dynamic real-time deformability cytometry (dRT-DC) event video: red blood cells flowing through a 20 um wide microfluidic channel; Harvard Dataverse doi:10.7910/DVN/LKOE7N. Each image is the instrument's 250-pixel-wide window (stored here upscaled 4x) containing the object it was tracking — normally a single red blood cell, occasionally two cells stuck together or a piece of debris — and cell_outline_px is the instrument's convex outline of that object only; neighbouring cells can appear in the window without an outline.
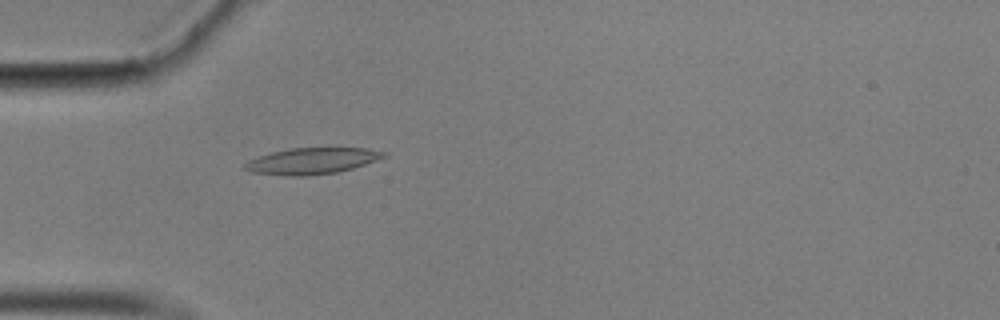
{"species": "common noctule bat (a hibernating species)", "species_latin": "Nyctalus noctula", "temperature_condition": "cold", "stored_images_in_passage": 57, "camera_frame_rate_fps": 3000, "um_per_image_px": 0.085, "animal": {"sex": "male", "body_mass_g": 17.9}, "frame": {"image": 1, "passage_image": 17, "time_ms": 5.333, "image_size_px": [1000, 320], "cell_outline_px": [[388, 156], [352, 168], [336, 172], [308, 176], [288, 176], [252, 172], [240, 168], [248, 160], [272, 152], [288, 148], [368, 148], [388, 152]], "centroid_in_image_um": [26.51, 13.68], "position_along_channel_um": 58.5, "area_um2": 21.33}}
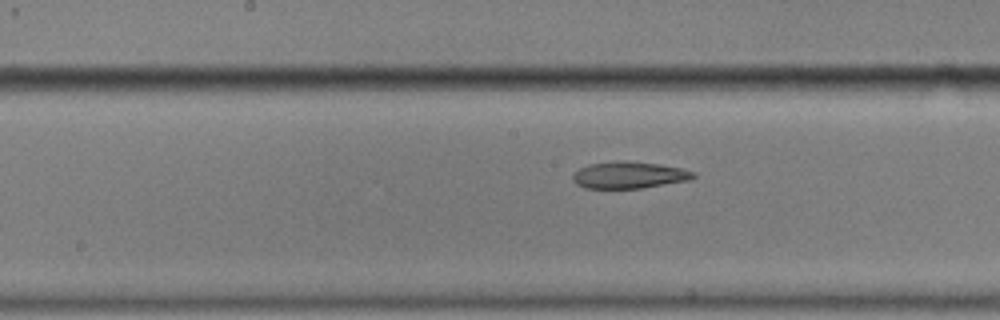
{"frame": {"image": 2, "passage_image": 29, "time_ms": 9.333, "image_size_px": [1000, 320], "cell_outline_px": [[696, 176], [692, 180], [640, 188], [584, 188], [576, 184], [572, 180], [572, 176], [580, 168], [588, 164], [624, 160], [628, 160], [660, 164], [680, 168], [696, 172]], "centroid_in_image_um": [53.49, 14.87], "position_along_channel_um": 194.7, "area_um2": 18.96}}
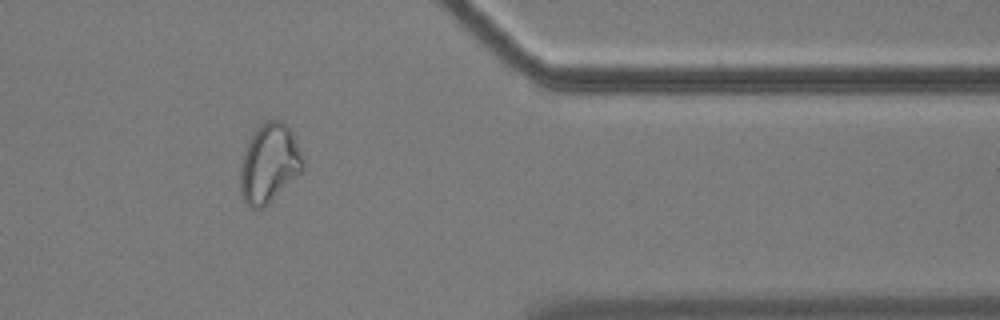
{"frame": {"image": 3, "passage_image": 47, "time_ms": 15.333, "image_size_px": [1000, 320], "cell_outline_px": [[304, 168], [264, 208], [252, 208], [244, 200], [240, 192], [240, 168], [244, 152], [248, 140], [256, 128], [264, 120], [284, 120], [288, 124], [292, 132], [300, 152], [304, 164]], "centroid_in_image_um": [22.86, 13.85], "position_along_channel_um": 388.5, "area_um2": 28.73}, "authors_computed_cell_mechanics": {"area_um2": 20.7502, "velocity_mm_per_s": 3.5138, "shape_relaxation_time_tau1_ms": null, "shape_relaxation_time_tau2_ms": 4.2475, "deformation_change_tau1": null, "deformation_change_tau2": 0.122}}